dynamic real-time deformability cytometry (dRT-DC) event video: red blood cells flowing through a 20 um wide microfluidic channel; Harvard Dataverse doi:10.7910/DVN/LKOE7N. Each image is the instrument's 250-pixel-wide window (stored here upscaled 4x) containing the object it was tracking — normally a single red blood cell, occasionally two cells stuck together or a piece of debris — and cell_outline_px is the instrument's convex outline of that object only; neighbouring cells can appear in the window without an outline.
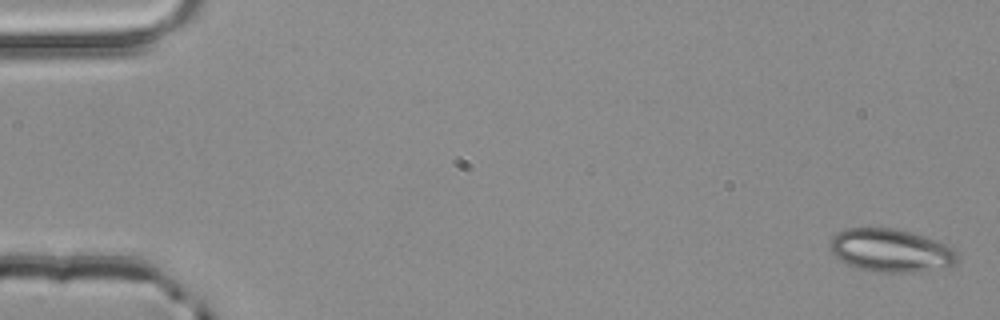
{"species": "common noctule bat (a hibernating species)", "species_latin": "Nyctalus noctula", "temperature_condition": "room temperature", "stored_images_in_passage": 4, "camera_frame_rate_fps": 3000, "um_per_image_px": 0.085, "animal": {"sex": "male", "body_mass_g": 20.4}, "frame": {"image": 1, "passage_image": 1, "time_ms": 0.0, "image_size_px": [1000, 320], "cell_outline_px": [[956, 264], [948, 268], [912, 272], [876, 272], [860, 268], [848, 264], [836, 256], [832, 252], [828, 244], [832, 236], [836, 232], [848, 228], [896, 228], [912, 232], [936, 240], [952, 248], [956, 252]], "centroid_in_image_um": [75.72, 21.28], "position_along_channel_um": 9.3, "area_um2": 32.02}}